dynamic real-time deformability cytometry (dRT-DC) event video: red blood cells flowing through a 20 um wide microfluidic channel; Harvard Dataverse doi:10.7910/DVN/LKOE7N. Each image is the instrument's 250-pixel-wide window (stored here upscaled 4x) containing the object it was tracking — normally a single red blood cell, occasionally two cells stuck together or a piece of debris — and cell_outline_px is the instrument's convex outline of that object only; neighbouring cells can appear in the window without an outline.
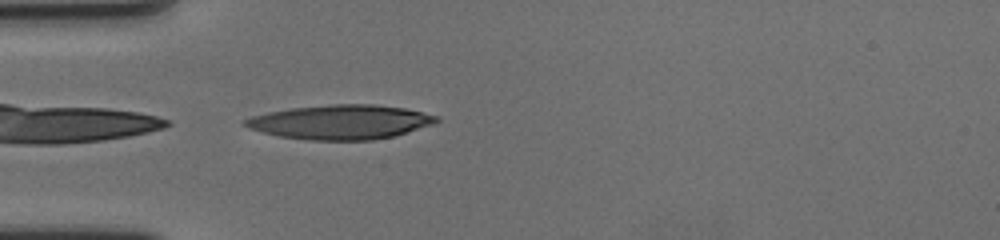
{"species": "human", "species_latin": "Homo sapiens", "temperature_condition": "cold", "stored_images_in_passage": 42, "camera_frame_rate_fps": 3000, "um_per_image_px": 0.085, "donor": {"sex": "female"}, "frame": {"image": 1, "passage_image": 1, "time_ms": 0.0, "image_size_px": [1000, 240], "cell_outline_px": [[440, 120], [432, 124], [396, 136], [372, 140], [312, 140], [280, 136], [260, 132], [248, 128], [240, 124], [240, 120], [252, 116], [268, 112], [292, 108], [332, 104], [372, 104], [404, 108], [440, 116]], "centroid_in_image_um": [28.92, 10.37], "position_along_channel_um": 56.1, "area_um2": 38.49}}
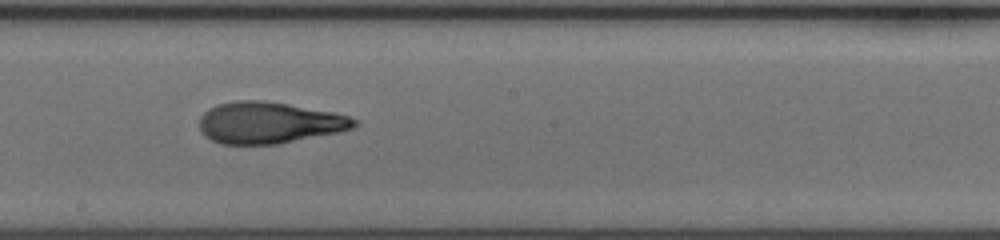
{"frame": {"image": 2, "passage_image": 16, "time_ms": 5.0, "image_size_px": [1000, 240], "cell_outline_px": [[360, 124], [352, 128], [340, 132], [280, 144], [220, 144], [204, 136], [200, 132], [200, 116], [208, 108], [216, 104], [236, 100], [264, 100], [336, 112], [360, 120]], "centroid_in_image_um": [22.89, 10.43], "position_along_channel_um": 225.3, "area_um2": 38.03}}
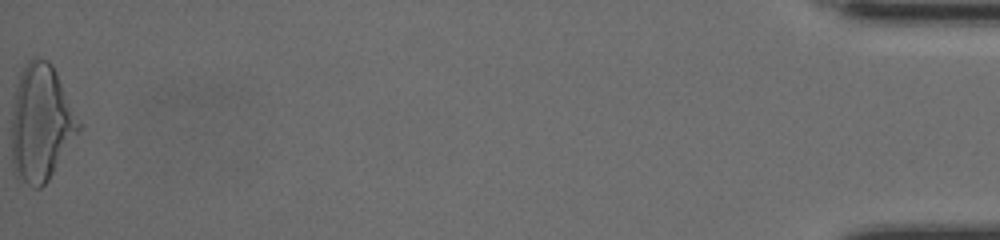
{"frame": {"image": 3, "passage_image": 42, "time_ms": 13.667, "image_size_px": [1000, 240], "cell_outline_px": [[84, 124], [48, 180], [40, 188], [32, 188], [16, 176], [12, 168], [12, 96], [20, 72], [28, 60], [32, 56], [36, 56], [48, 60], [52, 64]], "centroid_in_image_um": [3.49, 10.41], "position_along_channel_um": 431.7, "area_um2": 46.53}, "authors_computed_cell_mechanics": {"area_um2": 37.8301, "velocity_mm_per_s": 3.5512, "shape_relaxation_time_tau1_ms": 5.5472, "shape_relaxation_time_tau2_ms": 1.7059, "deformation_change_tau1": 0.2303, "deformation_change_tau2": 0.0988}}